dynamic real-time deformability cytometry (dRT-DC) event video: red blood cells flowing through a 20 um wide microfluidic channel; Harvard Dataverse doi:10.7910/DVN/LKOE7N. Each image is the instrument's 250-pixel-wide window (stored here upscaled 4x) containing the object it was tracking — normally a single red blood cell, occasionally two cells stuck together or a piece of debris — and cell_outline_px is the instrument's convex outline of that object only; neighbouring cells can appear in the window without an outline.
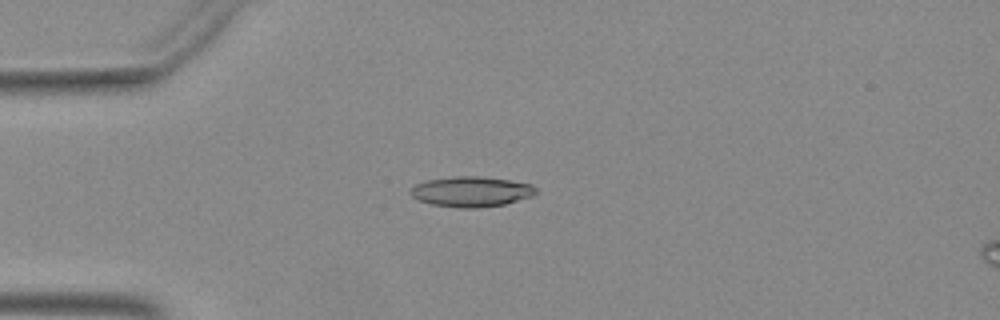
{"species": "Egyptian fruit bat (a non-hibernating species)", "species_latin": "Rousettus aegyptiacus", "temperature_condition": "warm", "stored_images_in_passage": 41, "camera_frame_rate_fps": 3000, "um_per_image_px": 0.085, "animal": {"sex": "female"}, "frame": {"image": 1, "passage_image": 4, "time_ms": 1.0, "image_size_px": [1000, 320], "cell_outline_px": [[536, 192], [532, 196], [504, 204], [472, 208], [464, 208], [432, 204], [420, 200], [412, 196], [408, 192], [416, 184], [428, 180], [452, 176], [480, 176], [508, 180], [532, 184], [536, 188]], "centroid_in_image_um": [40.05, 16.27], "position_along_channel_um": 44.9, "area_um2": 21.85}}
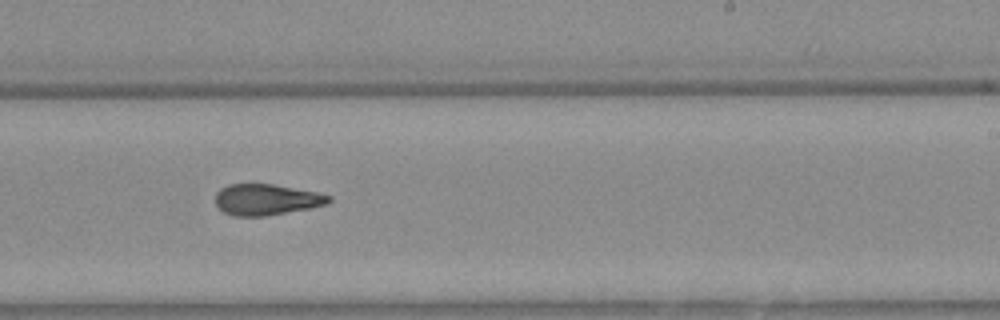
{"frame": {"image": 2, "passage_image": 22, "time_ms": 7.0, "image_size_px": [1000, 320], "cell_outline_px": [[332, 200], [324, 204], [308, 208], [264, 216], [236, 216], [224, 212], [216, 204], [216, 192], [220, 188], [228, 184], [272, 184], [316, 192], [332, 196]], "centroid_in_image_um": [22.61, 16.95], "position_along_channel_um": 266.4, "area_um2": 20.23}}
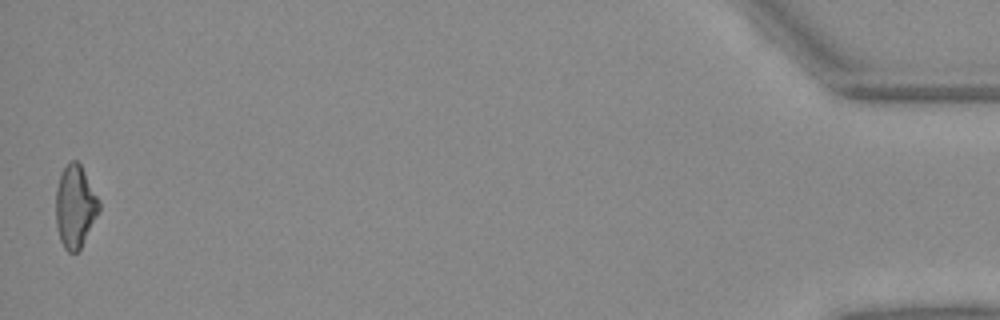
{"frame": {"image": 3, "passage_image": 41, "time_ms": 13.333, "image_size_px": [1000, 320], "cell_outline_px": [[100, 212], [80, 248], [76, 252], [68, 252], [64, 248], [60, 240], [56, 224], [56, 188], [60, 172], [72, 160], [76, 160], [80, 164], [100, 200]], "centroid_in_image_um": [6.39, 17.55], "position_along_channel_um": 428.8, "area_um2": 20.81}}